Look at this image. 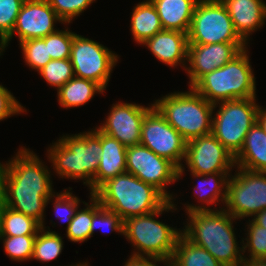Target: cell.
Listing matches in <instances>:
<instances>
[{
	"mask_svg": "<svg viewBox=\"0 0 266 266\" xmlns=\"http://www.w3.org/2000/svg\"><path fill=\"white\" fill-rule=\"evenodd\" d=\"M96 228L102 230L107 229L110 232H117L123 235V220L115 212L101 205V203L94 197V216L91 224V237Z\"/></svg>",
	"mask_w": 266,
	"mask_h": 266,
	"instance_id": "34",
	"label": "cell"
},
{
	"mask_svg": "<svg viewBox=\"0 0 266 266\" xmlns=\"http://www.w3.org/2000/svg\"><path fill=\"white\" fill-rule=\"evenodd\" d=\"M256 122L259 124L261 129L266 133V109L262 108V106H260L257 112Z\"/></svg>",
	"mask_w": 266,
	"mask_h": 266,
	"instance_id": "42",
	"label": "cell"
},
{
	"mask_svg": "<svg viewBox=\"0 0 266 266\" xmlns=\"http://www.w3.org/2000/svg\"><path fill=\"white\" fill-rule=\"evenodd\" d=\"M118 59L99 42L74 34L70 60L75 77L94 81L105 90Z\"/></svg>",
	"mask_w": 266,
	"mask_h": 266,
	"instance_id": "11",
	"label": "cell"
},
{
	"mask_svg": "<svg viewBox=\"0 0 266 266\" xmlns=\"http://www.w3.org/2000/svg\"><path fill=\"white\" fill-rule=\"evenodd\" d=\"M141 45L146 46L153 56L165 65L171 68L180 65L186 69L187 33L176 30H162Z\"/></svg>",
	"mask_w": 266,
	"mask_h": 266,
	"instance_id": "18",
	"label": "cell"
},
{
	"mask_svg": "<svg viewBox=\"0 0 266 266\" xmlns=\"http://www.w3.org/2000/svg\"><path fill=\"white\" fill-rule=\"evenodd\" d=\"M176 206L173 201H168L162 208L152 213L129 217L123 221V236L134 246L131 255L171 261L182 230L155 218L164 212L177 210Z\"/></svg>",
	"mask_w": 266,
	"mask_h": 266,
	"instance_id": "5",
	"label": "cell"
},
{
	"mask_svg": "<svg viewBox=\"0 0 266 266\" xmlns=\"http://www.w3.org/2000/svg\"><path fill=\"white\" fill-rule=\"evenodd\" d=\"M252 220L259 226L266 228V209L257 213Z\"/></svg>",
	"mask_w": 266,
	"mask_h": 266,
	"instance_id": "43",
	"label": "cell"
},
{
	"mask_svg": "<svg viewBox=\"0 0 266 266\" xmlns=\"http://www.w3.org/2000/svg\"><path fill=\"white\" fill-rule=\"evenodd\" d=\"M74 34L66 28L48 35V55L52 60L70 58Z\"/></svg>",
	"mask_w": 266,
	"mask_h": 266,
	"instance_id": "36",
	"label": "cell"
},
{
	"mask_svg": "<svg viewBox=\"0 0 266 266\" xmlns=\"http://www.w3.org/2000/svg\"><path fill=\"white\" fill-rule=\"evenodd\" d=\"M72 188L64 189L60 193H55L54 197V213L61 221L66 222L67 227L75 216L76 211L80 207V199L70 192Z\"/></svg>",
	"mask_w": 266,
	"mask_h": 266,
	"instance_id": "35",
	"label": "cell"
},
{
	"mask_svg": "<svg viewBox=\"0 0 266 266\" xmlns=\"http://www.w3.org/2000/svg\"><path fill=\"white\" fill-rule=\"evenodd\" d=\"M27 112L25 107L17 101L11 92L0 84V121L5 120L13 115Z\"/></svg>",
	"mask_w": 266,
	"mask_h": 266,
	"instance_id": "39",
	"label": "cell"
},
{
	"mask_svg": "<svg viewBox=\"0 0 266 266\" xmlns=\"http://www.w3.org/2000/svg\"><path fill=\"white\" fill-rule=\"evenodd\" d=\"M187 92H173L153 102L165 120L181 134L186 142L212 133L214 104L193 88Z\"/></svg>",
	"mask_w": 266,
	"mask_h": 266,
	"instance_id": "6",
	"label": "cell"
},
{
	"mask_svg": "<svg viewBox=\"0 0 266 266\" xmlns=\"http://www.w3.org/2000/svg\"><path fill=\"white\" fill-rule=\"evenodd\" d=\"M0 203H1V179H0Z\"/></svg>",
	"mask_w": 266,
	"mask_h": 266,
	"instance_id": "44",
	"label": "cell"
},
{
	"mask_svg": "<svg viewBox=\"0 0 266 266\" xmlns=\"http://www.w3.org/2000/svg\"><path fill=\"white\" fill-rule=\"evenodd\" d=\"M0 162L1 203L32 217L46 229L45 208L54 195L51 171L38 155L19 148L5 164Z\"/></svg>",
	"mask_w": 266,
	"mask_h": 266,
	"instance_id": "1",
	"label": "cell"
},
{
	"mask_svg": "<svg viewBox=\"0 0 266 266\" xmlns=\"http://www.w3.org/2000/svg\"><path fill=\"white\" fill-rule=\"evenodd\" d=\"M102 153L93 179V193L107 180L126 172V150L117 139L100 131Z\"/></svg>",
	"mask_w": 266,
	"mask_h": 266,
	"instance_id": "21",
	"label": "cell"
},
{
	"mask_svg": "<svg viewBox=\"0 0 266 266\" xmlns=\"http://www.w3.org/2000/svg\"><path fill=\"white\" fill-rule=\"evenodd\" d=\"M40 229L34 218L0 203V236L37 235Z\"/></svg>",
	"mask_w": 266,
	"mask_h": 266,
	"instance_id": "27",
	"label": "cell"
},
{
	"mask_svg": "<svg viewBox=\"0 0 266 266\" xmlns=\"http://www.w3.org/2000/svg\"><path fill=\"white\" fill-rule=\"evenodd\" d=\"M151 105V106H150ZM136 103L118 102L112 104L106 120L97 128L117 139L125 147L140 144L141 126L145 115L154 107Z\"/></svg>",
	"mask_w": 266,
	"mask_h": 266,
	"instance_id": "16",
	"label": "cell"
},
{
	"mask_svg": "<svg viewBox=\"0 0 266 266\" xmlns=\"http://www.w3.org/2000/svg\"><path fill=\"white\" fill-rule=\"evenodd\" d=\"M188 44L245 43L221 0H199L187 33Z\"/></svg>",
	"mask_w": 266,
	"mask_h": 266,
	"instance_id": "9",
	"label": "cell"
},
{
	"mask_svg": "<svg viewBox=\"0 0 266 266\" xmlns=\"http://www.w3.org/2000/svg\"><path fill=\"white\" fill-rule=\"evenodd\" d=\"M132 11L130 30L138 45L163 30L157 10L150 0L139 2Z\"/></svg>",
	"mask_w": 266,
	"mask_h": 266,
	"instance_id": "24",
	"label": "cell"
},
{
	"mask_svg": "<svg viewBox=\"0 0 266 266\" xmlns=\"http://www.w3.org/2000/svg\"><path fill=\"white\" fill-rule=\"evenodd\" d=\"M248 44L246 43H213L188 44L185 71L189 77V88H192L204 75L224 66L237 56Z\"/></svg>",
	"mask_w": 266,
	"mask_h": 266,
	"instance_id": "17",
	"label": "cell"
},
{
	"mask_svg": "<svg viewBox=\"0 0 266 266\" xmlns=\"http://www.w3.org/2000/svg\"><path fill=\"white\" fill-rule=\"evenodd\" d=\"M57 22L64 24L48 0H25L12 33L0 44V56L15 34L19 43L29 39L44 38L58 30L54 28Z\"/></svg>",
	"mask_w": 266,
	"mask_h": 266,
	"instance_id": "14",
	"label": "cell"
},
{
	"mask_svg": "<svg viewBox=\"0 0 266 266\" xmlns=\"http://www.w3.org/2000/svg\"><path fill=\"white\" fill-rule=\"evenodd\" d=\"M48 85L59 90L66 82L74 77L73 66L69 59L50 60L38 71Z\"/></svg>",
	"mask_w": 266,
	"mask_h": 266,
	"instance_id": "31",
	"label": "cell"
},
{
	"mask_svg": "<svg viewBox=\"0 0 266 266\" xmlns=\"http://www.w3.org/2000/svg\"><path fill=\"white\" fill-rule=\"evenodd\" d=\"M228 178L225 207L235 219L254 217L266 209V172H254L235 167Z\"/></svg>",
	"mask_w": 266,
	"mask_h": 266,
	"instance_id": "10",
	"label": "cell"
},
{
	"mask_svg": "<svg viewBox=\"0 0 266 266\" xmlns=\"http://www.w3.org/2000/svg\"><path fill=\"white\" fill-rule=\"evenodd\" d=\"M159 262L163 263L164 266H170V262L166 260L134 255L129 256V259H127L124 266H159Z\"/></svg>",
	"mask_w": 266,
	"mask_h": 266,
	"instance_id": "40",
	"label": "cell"
},
{
	"mask_svg": "<svg viewBox=\"0 0 266 266\" xmlns=\"http://www.w3.org/2000/svg\"><path fill=\"white\" fill-rule=\"evenodd\" d=\"M185 164L187 171L197 174L230 172L235 168V157L212 133L186 143Z\"/></svg>",
	"mask_w": 266,
	"mask_h": 266,
	"instance_id": "15",
	"label": "cell"
},
{
	"mask_svg": "<svg viewBox=\"0 0 266 266\" xmlns=\"http://www.w3.org/2000/svg\"><path fill=\"white\" fill-rule=\"evenodd\" d=\"M92 195L102 206L117 213L123 221L152 213L169 201L155 187L129 172L107 180Z\"/></svg>",
	"mask_w": 266,
	"mask_h": 266,
	"instance_id": "4",
	"label": "cell"
},
{
	"mask_svg": "<svg viewBox=\"0 0 266 266\" xmlns=\"http://www.w3.org/2000/svg\"><path fill=\"white\" fill-rule=\"evenodd\" d=\"M47 149V157L60 178L83 180L93 194V179L98 170L102 146L100 130L63 135Z\"/></svg>",
	"mask_w": 266,
	"mask_h": 266,
	"instance_id": "3",
	"label": "cell"
},
{
	"mask_svg": "<svg viewBox=\"0 0 266 266\" xmlns=\"http://www.w3.org/2000/svg\"><path fill=\"white\" fill-rule=\"evenodd\" d=\"M126 172L159 190L169 201L174 198L167 186L178 181L179 168L141 144L127 147Z\"/></svg>",
	"mask_w": 266,
	"mask_h": 266,
	"instance_id": "12",
	"label": "cell"
},
{
	"mask_svg": "<svg viewBox=\"0 0 266 266\" xmlns=\"http://www.w3.org/2000/svg\"><path fill=\"white\" fill-rule=\"evenodd\" d=\"M96 0H48L51 8L64 24H70Z\"/></svg>",
	"mask_w": 266,
	"mask_h": 266,
	"instance_id": "37",
	"label": "cell"
},
{
	"mask_svg": "<svg viewBox=\"0 0 266 266\" xmlns=\"http://www.w3.org/2000/svg\"><path fill=\"white\" fill-rule=\"evenodd\" d=\"M247 48L224 66L204 75L192 88L213 104L256 97V79Z\"/></svg>",
	"mask_w": 266,
	"mask_h": 266,
	"instance_id": "7",
	"label": "cell"
},
{
	"mask_svg": "<svg viewBox=\"0 0 266 266\" xmlns=\"http://www.w3.org/2000/svg\"><path fill=\"white\" fill-rule=\"evenodd\" d=\"M25 0H0V44L12 33Z\"/></svg>",
	"mask_w": 266,
	"mask_h": 266,
	"instance_id": "38",
	"label": "cell"
},
{
	"mask_svg": "<svg viewBox=\"0 0 266 266\" xmlns=\"http://www.w3.org/2000/svg\"><path fill=\"white\" fill-rule=\"evenodd\" d=\"M85 208L76 211L71 223L66 227V237L71 242L82 243L91 238V224L94 216V196L90 194V204L82 201Z\"/></svg>",
	"mask_w": 266,
	"mask_h": 266,
	"instance_id": "29",
	"label": "cell"
},
{
	"mask_svg": "<svg viewBox=\"0 0 266 266\" xmlns=\"http://www.w3.org/2000/svg\"><path fill=\"white\" fill-rule=\"evenodd\" d=\"M239 37L247 44L250 35L260 29L266 20V3L263 0H221Z\"/></svg>",
	"mask_w": 266,
	"mask_h": 266,
	"instance_id": "19",
	"label": "cell"
},
{
	"mask_svg": "<svg viewBox=\"0 0 266 266\" xmlns=\"http://www.w3.org/2000/svg\"><path fill=\"white\" fill-rule=\"evenodd\" d=\"M63 240L60 234L48 229H40L36 235L33 248L32 259L41 262H50L55 260L62 253Z\"/></svg>",
	"mask_w": 266,
	"mask_h": 266,
	"instance_id": "28",
	"label": "cell"
},
{
	"mask_svg": "<svg viewBox=\"0 0 266 266\" xmlns=\"http://www.w3.org/2000/svg\"><path fill=\"white\" fill-rule=\"evenodd\" d=\"M256 97L221 101L214 104L212 134L234 156L241 150L246 135L256 123L260 108ZM219 104V105H218Z\"/></svg>",
	"mask_w": 266,
	"mask_h": 266,
	"instance_id": "8",
	"label": "cell"
},
{
	"mask_svg": "<svg viewBox=\"0 0 266 266\" xmlns=\"http://www.w3.org/2000/svg\"><path fill=\"white\" fill-rule=\"evenodd\" d=\"M247 221V238L242 239L243 255L249 254L250 259H266V228L259 226L250 218ZM247 250V251H246Z\"/></svg>",
	"mask_w": 266,
	"mask_h": 266,
	"instance_id": "33",
	"label": "cell"
},
{
	"mask_svg": "<svg viewBox=\"0 0 266 266\" xmlns=\"http://www.w3.org/2000/svg\"><path fill=\"white\" fill-rule=\"evenodd\" d=\"M104 91L98 83L74 76L57 90V98L59 105L68 109L83 106Z\"/></svg>",
	"mask_w": 266,
	"mask_h": 266,
	"instance_id": "25",
	"label": "cell"
},
{
	"mask_svg": "<svg viewBox=\"0 0 266 266\" xmlns=\"http://www.w3.org/2000/svg\"><path fill=\"white\" fill-rule=\"evenodd\" d=\"M193 178H197L198 185L194 186L196 199L199 200V205L187 204L185 207L186 213L194 211H206V210H218L210 207V204L217 205L221 201V204H225L228 178L231 176V172H217L212 174H197L190 172ZM200 179V181H199ZM205 186V187H204ZM205 203V205H204ZM203 204V206H202ZM207 206V207H206Z\"/></svg>",
	"mask_w": 266,
	"mask_h": 266,
	"instance_id": "20",
	"label": "cell"
},
{
	"mask_svg": "<svg viewBox=\"0 0 266 266\" xmlns=\"http://www.w3.org/2000/svg\"><path fill=\"white\" fill-rule=\"evenodd\" d=\"M234 157L239 168L266 172V133L257 122L248 131L241 150Z\"/></svg>",
	"mask_w": 266,
	"mask_h": 266,
	"instance_id": "22",
	"label": "cell"
},
{
	"mask_svg": "<svg viewBox=\"0 0 266 266\" xmlns=\"http://www.w3.org/2000/svg\"><path fill=\"white\" fill-rule=\"evenodd\" d=\"M23 59L32 70L39 71L51 59L48 55V35L44 38L29 39L19 43Z\"/></svg>",
	"mask_w": 266,
	"mask_h": 266,
	"instance_id": "30",
	"label": "cell"
},
{
	"mask_svg": "<svg viewBox=\"0 0 266 266\" xmlns=\"http://www.w3.org/2000/svg\"><path fill=\"white\" fill-rule=\"evenodd\" d=\"M35 238L36 235L0 236L6 255L18 262L32 260Z\"/></svg>",
	"mask_w": 266,
	"mask_h": 266,
	"instance_id": "32",
	"label": "cell"
},
{
	"mask_svg": "<svg viewBox=\"0 0 266 266\" xmlns=\"http://www.w3.org/2000/svg\"><path fill=\"white\" fill-rule=\"evenodd\" d=\"M239 266H266V259H250L244 256Z\"/></svg>",
	"mask_w": 266,
	"mask_h": 266,
	"instance_id": "41",
	"label": "cell"
},
{
	"mask_svg": "<svg viewBox=\"0 0 266 266\" xmlns=\"http://www.w3.org/2000/svg\"><path fill=\"white\" fill-rule=\"evenodd\" d=\"M170 266H223L207 250L192 243L183 234L176 242Z\"/></svg>",
	"mask_w": 266,
	"mask_h": 266,
	"instance_id": "26",
	"label": "cell"
},
{
	"mask_svg": "<svg viewBox=\"0 0 266 266\" xmlns=\"http://www.w3.org/2000/svg\"><path fill=\"white\" fill-rule=\"evenodd\" d=\"M182 234L192 243L207 250L223 266H239L244 259L242 241L239 247L234 231L235 219L219 206L218 210L194 211Z\"/></svg>",
	"mask_w": 266,
	"mask_h": 266,
	"instance_id": "2",
	"label": "cell"
},
{
	"mask_svg": "<svg viewBox=\"0 0 266 266\" xmlns=\"http://www.w3.org/2000/svg\"><path fill=\"white\" fill-rule=\"evenodd\" d=\"M155 6L163 30L188 33L199 0H150Z\"/></svg>",
	"mask_w": 266,
	"mask_h": 266,
	"instance_id": "23",
	"label": "cell"
},
{
	"mask_svg": "<svg viewBox=\"0 0 266 266\" xmlns=\"http://www.w3.org/2000/svg\"><path fill=\"white\" fill-rule=\"evenodd\" d=\"M186 141L153 107L144 117L141 126L140 144L158 156L173 162L178 168V181L185 172L182 161L185 158Z\"/></svg>",
	"mask_w": 266,
	"mask_h": 266,
	"instance_id": "13",
	"label": "cell"
}]
</instances>
